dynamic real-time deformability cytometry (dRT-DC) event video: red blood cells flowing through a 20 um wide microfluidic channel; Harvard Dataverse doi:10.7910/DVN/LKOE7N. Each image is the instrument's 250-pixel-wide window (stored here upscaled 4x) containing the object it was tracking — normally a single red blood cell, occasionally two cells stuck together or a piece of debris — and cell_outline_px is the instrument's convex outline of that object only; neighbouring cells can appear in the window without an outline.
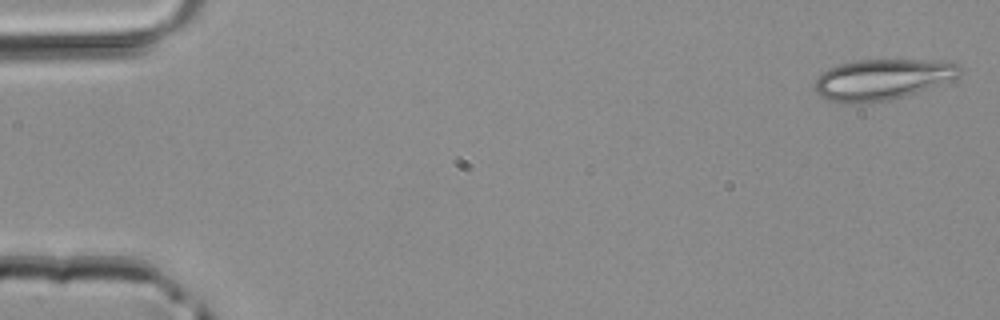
{"species": "common noctule bat (a hibernating species)", "species_latin": "Nyctalus noctula", "temperature_condition": "room temperature", "stored_images_in_passage": 4, "camera_frame_rate_fps": 3000, "um_per_image_px": 0.085, "animal": {"sex": "male", "body_mass_g": 20.4}, "frame": {"image": 1, "passage_image": 1, "time_ms": 0.0, "image_size_px": [1000, 320], "cell_outline_px": [[964, 68], [960, 76], [952, 80], [888, 100], [856, 104], [848, 104], [828, 100], [820, 96], [816, 92], [812, 84], [816, 76], [828, 68], [852, 60], [924, 60], [960, 64]], "centroid_in_image_um": [74.92, 6.75], "position_along_channel_um": 10.1, "area_um2": 34.56}}